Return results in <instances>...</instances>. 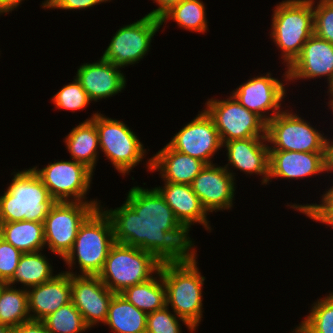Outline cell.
I'll use <instances>...</instances> for the list:
<instances>
[{
	"label": "cell",
	"instance_id": "1",
	"mask_svg": "<svg viewBox=\"0 0 333 333\" xmlns=\"http://www.w3.org/2000/svg\"><path fill=\"white\" fill-rule=\"evenodd\" d=\"M126 198L118 208L103 209L111 220L114 240L155 256L163 248L165 232L180 222L155 188L134 186Z\"/></svg>",
	"mask_w": 333,
	"mask_h": 333
},
{
	"label": "cell",
	"instance_id": "2",
	"mask_svg": "<svg viewBox=\"0 0 333 333\" xmlns=\"http://www.w3.org/2000/svg\"><path fill=\"white\" fill-rule=\"evenodd\" d=\"M12 174L11 183L0 196V223L23 220L44 223L57 201L32 168Z\"/></svg>",
	"mask_w": 333,
	"mask_h": 333
},
{
	"label": "cell",
	"instance_id": "3",
	"mask_svg": "<svg viewBox=\"0 0 333 333\" xmlns=\"http://www.w3.org/2000/svg\"><path fill=\"white\" fill-rule=\"evenodd\" d=\"M114 243L111 220L100 205L79 227L74 245L63 259L71 268L64 272L72 275L98 276ZM76 262L81 274L71 271Z\"/></svg>",
	"mask_w": 333,
	"mask_h": 333
},
{
	"label": "cell",
	"instance_id": "4",
	"mask_svg": "<svg viewBox=\"0 0 333 333\" xmlns=\"http://www.w3.org/2000/svg\"><path fill=\"white\" fill-rule=\"evenodd\" d=\"M273 10L270 38L288 68L314 34L313 0H284Z\"/></svg>",
	"mask_w": 333,
	"mask_h": 333
},
{
	"label": "cell",
	"instance_id": "5",
	"mask_svg": "<svg viewBox=\"0 0 333 333\" xmlns=\"http://www.w3.org/2000/svg\"><path fill=\"white\" fill-rule=\"evenodd\" d=\"M166 289V306L187 321L195 330L203 318V295L205 277L197 264L160 266Z\"/></svg>",
	"mask_w": 333,
	"mask_h": 333
},
{
	"label": "cell",
	"instance_id": "6",
	"mask_svg": "<svg viewBox=\"0 0 333 333\" xmlns=\"http://www.w3.org/2000/svg\"><path fill=\"white\" fill-rule=\"evenodd\" d=\"M159 270L160 265L148 251L115 242L98 277L110 291L120 294L128 287L148 281Z\"/></svg>",
	"mask_w": 333,
	"mask_h": 333
},
{
	"label": "cell",
	"instance_id": "7",
	"mask_svg": "<svg viewBox=\"0 0 333 333\" xmlns=\"http://www.w3.org/2000/svg\"><path fill=\"white\" fill-rule=\"evenodd\" d=\"M91 120L98 131L101 151L119 173L126 175L142 162L147 150L127 124L98 112Z\"/></svg>",
	"mask_w": 333,
	"mask_h": 333
},
{
	"label": "cell",
	"instance_id": "8",
	"mask_svg": "<svg viewBox=\"0 0 333 333\" xmlns=\"http://www.w3.org/2000/svg\"><path fill=\"white\" fill-rule=\"evenodd\" d=\"M323 135L298 114L288 110H283L267 122L269 150L325 152L327 137Z\"/></svg>",
	"mask_w": 333,
	"mask_h": 333
},
{
	"label": "cell",
	"instance_id": "9",
	"mask_svg": "<svg viewBox=\"0 0 333 333\" xmlns=\"http://www.w3.org/2000/svg\"><path fill=\"white\" fill-rule=\"evenodd\" d=\"M100 205V202H56L44 220L48 250L64 259L74 245L79 227Z\"/></svg>",
	"mask_w": 333,
	"mask_h": 333
},
{
	"label": "cell",
	"instance_id": "10",
	"mask_svg": "<svg viewBox=\"0 0 333 333\" xmlns=\"http://www.w3.org/2000/svg\"><path fill=\"white\" fill-rule=\"evenodd\" d=\"M205 111L214 121L222 145L225 142L253 137H266L267 123L242 106L230 94L226 100L208 99Z\"/></svg>",
	"mask_w": 333,
	"mask_h": 333
},
{
	"label": "cell",
	"instance_id": "11",
	"mask_svg": "<svg viewBox=\"0 0 333 333\" xmlns=\"http://www.w3.org/2000/svg\"><path fill=\"white\" fill-rule=\"evenodd\" d=\"M32 170L57 202H99L97 199L85 200L92 184L93 172L84 164L61 160L48 163L42 169L34 166Z\"/></svg>",
	"mask_w": 333,
	"mask_h": 333
},
{
	"label": "cell",
	"instance_id": "12",
	"mask_svg": "<svg viewBox=\"0 0 333 333\" xmlns=\"http://www.w3.org/2000/svg\"><path fill=\"white\" fill-rule=\"evenodd\" d=\"M161 26L160 18L146 14L117 30L101 57L119 68L139 63Z\"/></svg>",
	"mask_w": 333,
	"mask_h": 333
},
{
	"label": "cell",
	"instance_id": "13",
	"mask_svg": "<svg viewBox=\"0 0 333 333\" xmlns=\"http://www.w3.org/2000/svg\"><path fill=\"white\" fill-rule=\"evenodd\" d=\"M167 143L173 150L203 161L206 165L223 145L214 121L205 110L187 123Z\"/></svg>",
	"mask_w": 333,
	"mask_h": 333
},
{
	"label": "cell",
	"instance_id": "14",
	"mask_svg": "<svg viewBox=\"0 0 333 333\" xmlns=\"http://www.w3.org/2000/svg\"><path fill=\"white\" fill-rule=\"evenodd\" d=\"M284 85L281 80L273 78L268 72L265 76L262 74L248 79L231 94L242 106L260 116L267 123L283 111L281 102L286 96V86Z\"/></svg>",
	"mask_w": 333,
	"mask_h": 333
},
{
	"label": "cell",
	"instance_id": "15",
	"mask_svg": "<svg viewBox=\"0 0 333 333\" xmlns=\"http://www.w3.org/2000/svg\"><path fill=\"white\" fill-rule=\"evenodd\" d=\"M234 174L224 166L208 164L193 179L192 190L208 214L232 208L236 188Z\"/></svg>",
	"mask_w": 333,
	"mask_h": 333
},
{
	"label": "cell",
	"instance_id": "16",
	"mask_svg": "<svg viewBox=\"0 0 333 333\" xmlns=\"http://www.w3.org/2000/svg\"><path fill=\"white\" fill-rule=\"evenodd\" d=\"M114 294L98 276L71 274V302L89 328L106 322Z\"/></svg>",
	"mask_w": 333,
	"mask_h": 333
},
{
	"label": "cell",
	"instance_id": "17",
	"mask_svg": "<svg viewBox=\"0 0 333 333\" xmlns=\"http://www.w3.org/2000/svg\"><path fill=\"white\" fill-rule=\"evenodd\" d=\"M283 75L286 82L325 76L330 88L333 84V44L313 34Z\"/></svg>",
	"mask_w": 333,
	"mask_h": 333
},
{
	"label": "cell",
	"instance_id": "18",
	"mask_svg": "<svg viewBox=\"0 0 333 333\" xmlns=\"http://www.w3.org/2000/svg\"><path fill=\"white\" fill-rule=\"evenodd\" d=\"M125 77L119 67L102 57L96 62L80 65L75 76L94 102L122 92L126 87Z\"/></svg>",
	"mask_w": 333,
	"mask_h": 333
},
{
	"label": "cell",
	"instance_id": "19",
	"mask_svg": "<svg viewBox=\"0 0 333 333\" xmlns=\"http://www.w3.org/2000/svg\"><path fill=\"white\" fill-rule=\"evenodd\" d=\"M267 144V145H266ZM228 164L224 167L230 172L229 166L244 172L246 175H262V185L269 180V145L266 137H253L225 142ZM230 169V170H229Z\"/></svg>",
	"mask_w": 333,
	"mask_h": 333
},
{
	"label": "cell",
	"instance_id": "20",
	"mask_svg": "<svg viewBox=\"0 0 333 333\" xmlns=\"http://www.w3.org/2000/svg\"><path fill=\"white\" fill-rule=\"evenodd\" d=\"M325 152L269 150V181L271 178L302 179L325 173Z\"/></svg>",
	"mask_w": 333,
	"mask_h": 333
},
{
	"label": "cell",
	"instance_id": "21",
	"mask_svg": "<svg viewBox=\"0 0 333 333\" xmlns=\"http://www.w3.org/2000/svg\"><path fill=\"white\" fill-rule=\"evenodd\" d=\"M31 288L27 289L30 320L42 321L71 302V274L64 271Z\"/></svg>",
	"mask_w": 333,
	"mask_h": 333
},
{
	"label": "cell",
	"instance_id": "22",
	"mask_svg": "<svg viewBox=\"0 0 333 333\" xmlns=\"http://www.w3.org/2000/svg\"><path fill=\"white\" fill-rule=\"evenodd\" d=\"M148 171H160L164 182L190 185L205 167V163L187 154L173 150L166 144L146 162Z\"/></svg>",
	"mask_w": 333,
	"mask_h": 333
},
{
	"label": "cell",
	"instance_id": "23",
	"mask_svg": "<svg viewBox=\"0 0 333 333\" xmlns=\"http://www.w3.org/2000/svg\"><path fill=\"white\" fill-rule=\"evenodd\" d=\"M155 189L173 210L180 223H199L211 232L212 228L207 218L209 214L203 208L191 185L165 182L163 187L157 186Z\"/></svg>",
	"mask_w": 333,
	"mask_h": 333
},
{
	"label": "cell",
	"instance_id": "24",
	"mask_svg": "<svg viewBox=\"0 0 333 333\" xmlns=\"http://www.w3.org/2000/svg\"><path fill=\"white\" fill-rule=\"evenodd\" d=\"M191 225L193 224L179 223L165 232L163 248L154 256L160 266L198 264L197 250L188 234Z\"/></svg>",
	"mask_w": 333,
	"mask_h": 333
},
{
	"label": "cell",
	"instance_id": "25",
	"mask_svg": "<svg viewBox=\"0 0 333 333\" xmlns=\"http://www.w3.org/2000/svg\"><path fill=\"white\" fill-rule=\"evenodd\" d=\"M91 119L92 117L72 128L64 142L72 160L84 164L94 173L100 146L98 131Z\"/></svg>",
	"mask_w": 333,
	"mask_h": 333
},
{
	"label": "cell",
	"instance_id": "26",
	"mask_svg": "<svg viewBox=\"0 0 333 333\" xmlns=\"http://www.w3.org/2000/svg\"><path fill=\"white\" fill-rule=\"evenodd\" d=\"M0 237L22 253L43 251L44 223L28 220L0 223Z\"/></svg>",
	"mask_w": 333,
	"mask_h": 333
},
{
	"label": "cell",
	"instance_id": "27",
	"mask_svg": "<svg viewBox=\"0 0 333 333\" xmlns=\"http://www.w3.org/2000/svg\"><path fill=\"white\" fill-rule=\"evenodd\" d=\"M147 314L121 294H114L104 325L114 333H146Z\"/></svg>",
	"mask_w": 333,
	"mask_h": 333
},
{
	"label": "cell",
	"instance_id": "28",
	"mask_svg": "<svg viewBox=\"0 0 333 333\" xmlns=\"http://www.w3.org/2000/svg\"><path fill=\"white\" fill-rule=\"evenodd\" d=\"M155 275L148 281L128 287L120 293L146 314L166 306V289L161 272L159 271Z\"/></svg>",
	"mask_w": 333,
	"mask_h": 333
},
{
	"label": "cell",
	"instance_id": "29",
	"mask_svg": "<svg viewBox=\"0 0 333 333\" xmlns=\"http://www.w3.org/2000/svg\"><path fill=\"white\" fill-rule=\"evenodd\" d=\"M43 252L23 253L13 278L8 282L10 285L22 284L23 289L38 286L53 279L52 265ZM17 282V283H16Z\"/></svg>",
	"mask_w": 333,
	"mask_h": 333
},
{
	"label": "cell",
	"instance_id": "30",
	"mask_svg": "<svg viewBox=\"0 0 333 333\" xmlns=\"http://www.w3.org/2000/svg\"><path fill=\"white\" fill-rule=\"evenodd\" d=\"M28 321L27 290L3 283L0 287V323L13 328Z\"/></svg>",
	"mask_w": 333,
	"mask_h": 333
},
{
	"label": "cell",
	"instance_id": "31",
	"mask_svg": "<svg viewBox=\"0 0 333 333\" xmlns=\"http://www.w3.org/2000/svg\"><path fill=\"white\" fill-rule=\"evenodd\" d=\"M205 4L201 0H182L160 17L163 25L167 20H174L180 28L204 34L208 30Z\"/></svg>",
	"mask_w": 333,
	"mask_h": 333
},
{
	"label": "cell",
	"instance_id": "32",
	"mask_svg": "<svg viewBox=\"0 0 333 333\" xmlns=\"http://www.w3.org/2000/svg\"><path fill=\"white\" fill-rule=\"evenodd\" d=\"M311 306L308 316L291 333H333V291Z\"/></svg>",
	"mask_w": 333,
	"mask_h": 333
},
{
	"label": "cell",
	"instance_id": "33",
	"mask_svg": "<svg viewBox=\"0 0 333 333\" xmlns=\"http://www.w3.org/2000/svg\"><path fill=\"white\" fill-rule=\"evenodd\" d=\"M50 333H82L90 329L72 302L42 320Z\"/></svg>",
	"mask_w": 333,
	"mask_h": 333
},
{
	"label": "cell",
	"instance_id": "34",
	"mask_svg": "<svg viewBox=\"0 0 333 333\" xmlns=\"http://www.w3.org/2000/svg\"><path fill=\"white\" fill-rule=\"evenodd\" d=\"M51 101L56 108L70 110L73 113L76 110H83L91 103L88 94L76 78L53 95Z\"/></svg>",
	"mask_w": 333,
	"mask_h": 333
},
{
	"label": "cell",
	"instance_id": "35",
	"mask_svg": "<svg viewBox=\"0 0 333 333\" xmlns=\"http://www.w3.org/2000/svg\"><path fill=\"white\" fill-rule=\"evenodd\" d=\"M168 306L147 314L146 333H182L180 321L193 333L195 329L184 319L172 314ZM180 320V321H179ZM181 327V328H180Z\"/></svg>",
	"mask_w": 333,
	"mask_h": 333
},
{
	"label": "cell",
	"instance_id": "36",
	"mask_svg": "<svg viewBox=\"0 0 333 333\" xmlns=\"http://www.w3.org/2000/svg\"><path fill=\"white\" fill-rule=\"evenodd\" d=\"M333 184V183H332ZM322 194V200L319 204H293L287 205L294 210L299 211L315 222H321L333 228V185Z\"/></svg>",
	"mask_w": 333,
	"mask_h": 333
},
{
	"label": "cell",
	"instance_id": "37",
	"mask_svg": "<svg viewBox=\"0 0 333 333\" xmlns=\"http://www.w3.org/2000/svg\"><path fill=\"white\" fill-rule=\"evenodd\" d=\"M314 12V34L333 44V0H319Z\"/></svg>",
	"mask_w": 333,
	"mask_h": 333
},
{
	"label": "cell",
	"instance_id": "38",
	"mask_svg": "<svg viewBox=\"0 0 333 333\" xmlns=\"http://www.w3.org/2000/svg\"><path fill=\"white\" fill-rule=\"evenodd\" d=\"M22 254L0 237V282L8 283L13 278Z\"/></svg>",
	"mask_w": 333,
	"mask_h": 333
},
{
	"label": "cell",
	"instance_id": "39",
	"mask_svg": "<svg viewBox=\"0 0 333 333\" xmlns=\"http://www.w3.org/2000/svg\"><path fill=\"white\" fill-rule=\"evenodd\" d=\"M110 0H45L42 2V8L47 9H62V10H86L97 4Z\"/></svg>",
	"mask_w": 333,
	"mask_h": 333
},
{
	"label": "cell",
	"instance_id": "40",
	"mask_svg": "<svg viewBox=\"0 0 333 333\" xmlns=\"http://www.w3.org/2000/svg\"><path fill=\"white\" fill-rule=\"evenodd\" d=\"M12 333H50L42 321L30 320L12 328Z\"/></svg>",
	"mask_w": 333,
	"mask_h": 333
},
{
	"label": "cell",
	"instance_id": "41",
	"mask_svg": "<svg viewBox=\"0 0 333 333\" xmlns=\"http://www.w3.org/2000/svg\"><path fill=\"white\" fill-rule=\"evenodd\" d=\"M182 0H153V3H157L159 6L156 9L150 11L147 15L152 17L160 18L164 13H166L171 7L177 5Z\"/></svg>",
	"mask_w": 333,
	"mask_h": 333
},
{
	"label": "cell",
	"instance_id": "42",
	"mask_svg": "<svg viewBox=\"0 0 333 333\" xmlns=\"http://www.w3.org/2000/svg\"><path fill=\"white\" fill-rule=\"evenodd\" d=\"M333 139H327L325 142V153H324V160H325V172L333 173Z\"/></svg>",
	"mask_w": 333,
	"mask_h": 333
},
{
	"label": "cell",
	"instance_id": "43",
	"mask_svg": "<svg viewBox=\"0 0 333 333\" xmlns=\"http://www.w3.org/2000/svg\"><path fill=\"white\" fill-rule=\"evenodd\" d=\"M22 1L24 0H0V15L12 12L21 5Z\"/></svg>",
	"mask_w": 333,
	"mask_h": 333
},
{
	"label": "cell",
	"instance_id": "44",
	"mask_svg": "<svg viewBox=\"0 0 333 333\" xmlns=\"http://www.w3.org/2000/svg\"><path fill=\"white\" fill-rule=\"evenodd\" d=\"M0 333H12V327L0 323Z\"/></svg>",
	"mask_w": 333,
	"mask_h": 333
},
{
	"label": "cell",
	"instance_id": "45",
	"mask_svg": "<svg viewBox=\"0 0 333 333\" xmlns=\"http://www.w3.org/2000/svg\"><path fill=\"white\" fill-rule=\"evenodd\" d=\"M327 93H329L328 95L330 98L329 102H327L328 103L327 105H329L328 107L331 108L330 110H332V114H333V92L327 91Z\"/></svg>",
	"mask_w": 333,
	"mask_h": 333
},
{
	"label": "cell",
	"instance_id": "46",
	"mask_svg": "<svg viewBox=\"0 0 333 333\" xmlns=\"http://www.w3.org/2000/svg\"><path fill=\"white\" fill-rule=\"evenodd\" d=\"M328 91H332V92H333V84H332V86L328 89Z\"/></svg>",
	"mask_w": 333,
	"mask_h": 333
}]
</instances>
